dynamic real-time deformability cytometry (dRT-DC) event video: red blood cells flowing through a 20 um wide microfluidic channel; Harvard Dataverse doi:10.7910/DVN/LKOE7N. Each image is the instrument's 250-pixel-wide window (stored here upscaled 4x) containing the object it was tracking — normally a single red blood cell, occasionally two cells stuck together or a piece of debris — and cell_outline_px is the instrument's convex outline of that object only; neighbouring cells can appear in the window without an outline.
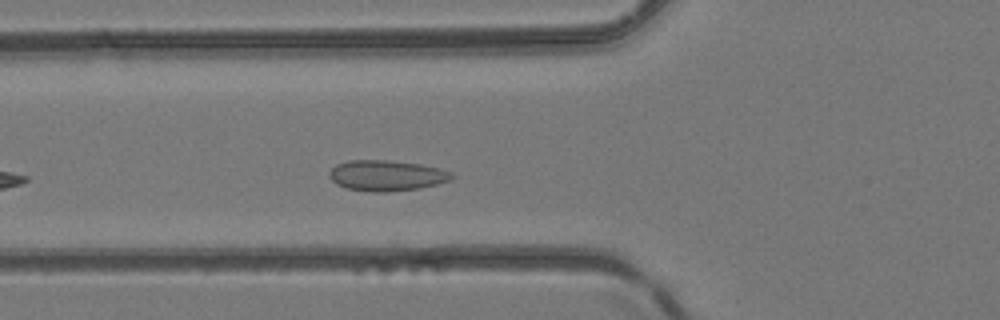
{"species": "common noctule bat (a hibernating species)", "species_latin": "Nyctalus noctula", "temperature_condition": "room temperature", "stored_images_in_passage": 10, "camera_frame_rate_fps": 3000, "um_per_image_px": 0.085, "animal": {"sex": "female", "body_mass_g": 24.6, "forearm_length_mm": 56.2}, "frame": {"image": 1, "passage_image": 2, "time_ms": 0.333, "image_size_px": [1000, 320], "cell_outline_px": [[456, 176], [448, 180], [436, 184], [420, 188], [384, 192], [372, 192], [348, 188], [336, 184], [328, 176], [328, 172], [336, 164], [348, 160], [384, 160], [420, 164], [440, 168], [452, 172]], "centroid_in_image_um": [32.84, 14.91], "position_along_channel_um": 93.0, "area_um2": 21.85}}
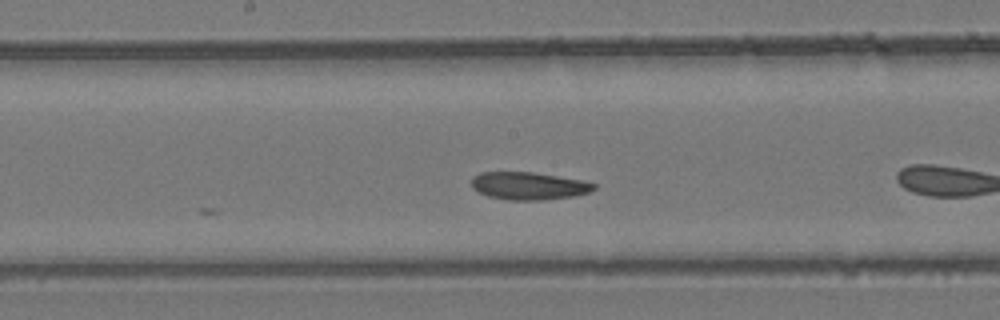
{"frame": {"image": 2, "passage_image": 7, "time_ms": 2.0, "image_size_px": [1000, 320], "cell_outline_px": [[596, 188], [588, 192], [576, 196], [544, 200], [508, 200], [488, 196], [472, 188], [472, 176], [480, 172], [532, 172], [584, 180], [596, 184]], "centroid_in_image_um": [44.95, 15.8], "position_along_channel_um": 203.2, "area_um2": 19.83}}